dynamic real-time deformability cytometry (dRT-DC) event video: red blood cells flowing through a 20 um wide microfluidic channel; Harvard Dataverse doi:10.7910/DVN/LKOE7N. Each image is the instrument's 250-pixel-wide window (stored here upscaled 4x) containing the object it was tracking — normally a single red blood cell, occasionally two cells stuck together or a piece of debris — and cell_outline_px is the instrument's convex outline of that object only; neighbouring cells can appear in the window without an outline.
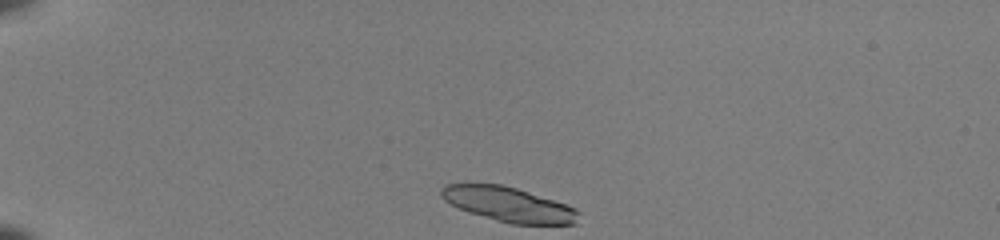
{"species": "common noctule bat (a hibernating species)", "species_latin": "Nyctalus noctula", "temperature_condition": "room temperature", "stored_images_in_passage": 39, "segment_of_instrument_passage": [1, 2], "camera_frame_rate_fps": 3000, "um_per_image_px": 0.085, "animal": {"sex": "female", "body_mass_g": 22.0, "forearm_length_mm": 56.7}, "frame": {"image": 1, "passage_image": 1, "time_ms": 0.0, "image_size_px": [1000, 240], "cell_outline_px": [[580, 224], [512, 224], [496, 220], [468, 212], [444, 200], [440, 196], [440, 188], [444, 184], [500, 184], [516, 188], [576, 208], [580, 212]], "centroid_in_image_um": [43.24, 17.38], "position_along_channel_um": 41.8, "area_um2": 27.63}}